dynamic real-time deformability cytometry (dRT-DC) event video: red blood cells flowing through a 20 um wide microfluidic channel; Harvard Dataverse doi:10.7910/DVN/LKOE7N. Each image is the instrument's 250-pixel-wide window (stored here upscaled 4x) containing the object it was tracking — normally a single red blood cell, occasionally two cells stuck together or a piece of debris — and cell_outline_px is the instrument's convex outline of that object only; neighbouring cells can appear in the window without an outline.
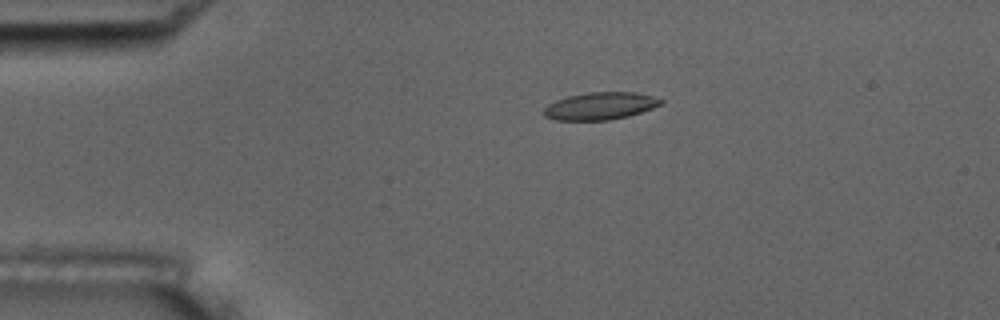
{"species": "common noctule bat (a hibernating species)", "species_latin": "Nyctalus noctula", "temperature_condition": "room temperature", "stored_images_in_passage": 37, "camera_frame_rate_fps": 3000, "um_per_image_px": 0.085, "animal": {"sex": "male", "body_mass_g": 17.5, "forearm_length_mm": 52.3}, "frame": {"image": 1, "passage_image": 2, "time_ms": 0.333, "image_size_px": [1000, 320], "cell_outline_px": [[664, 100], [660, 104], [652, 108], [628, 116], [608, 120], [556, 120], [544, 116], [544, 108], [548, 104], [556, 100], [568, 96], [588, 92], [636, 92], [652, 96]], "centroid_in_image_um": [51.0, 9.0], "position_along_channel_um": 34.0, "area_um2": 18.55}}
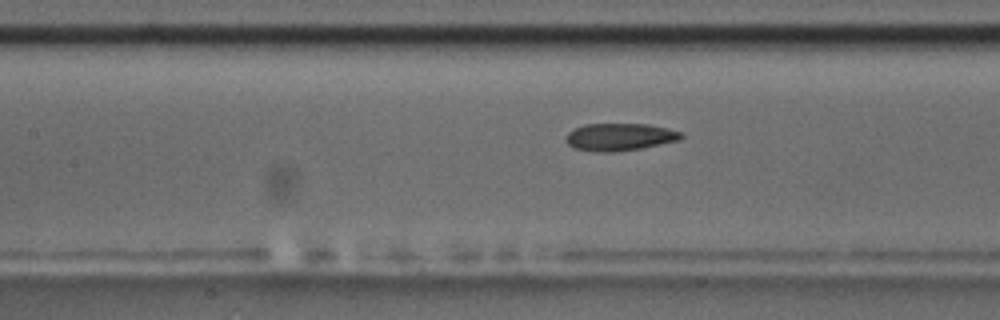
{"frame": {"image": 2, "passage_image": 15, "time_ms": 4.667, "image_size_px": [1000, 320], "cell_outline_px": [[684, 136], [680, 140], [640, 148], [612, 152], [596, 152], [576, 148], [568, 144], [564, 140], [568, 132], [584, 124], [648, 124], [668, 128], [680, 132]], "centroid_in_image_um": [52.67, 11.64], "position_along_channel_um": 154.7, "area_um2": 18.32}}
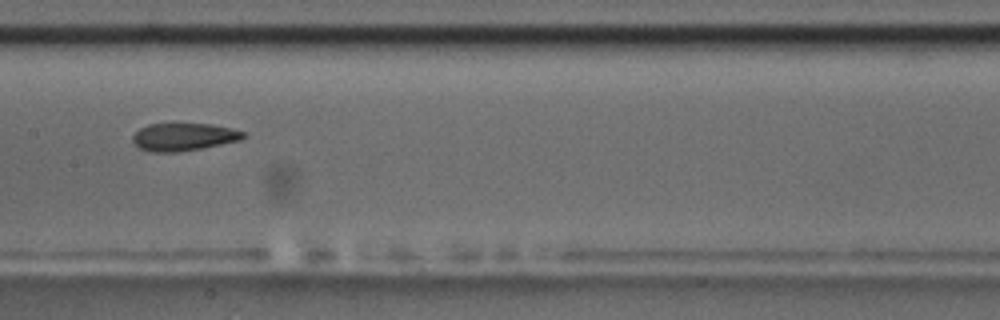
{"frame": {"image": 3, "passage_image": 18, "time_ms": 5.667, "image_size_px": [1000, 320], "cell_outline_px": [[244, 136], [240, 140], [204, 148], [176, 152], [152, 152], [140, 148], [132, 140], [132, 136], [140, 128], [148, 124], [212, 124], [232, 128], [244, 132]], "centroid_in_image_um": [15.61, 11.64], "position_along_channel_um": 191.8, "area_um2": 17.74}, "authors_computed_cell_mechanics": {"area_um2": 18.496, "velocity_mm_per_s": 3.7413, "shape_relaxation_time_tau1_ms": 4.5161, "shape_relaxation_time_tau2_ms": 3.4049, "deformation_change_tau1": 0.1475, "deformation_change_tau2": 0.1071}}